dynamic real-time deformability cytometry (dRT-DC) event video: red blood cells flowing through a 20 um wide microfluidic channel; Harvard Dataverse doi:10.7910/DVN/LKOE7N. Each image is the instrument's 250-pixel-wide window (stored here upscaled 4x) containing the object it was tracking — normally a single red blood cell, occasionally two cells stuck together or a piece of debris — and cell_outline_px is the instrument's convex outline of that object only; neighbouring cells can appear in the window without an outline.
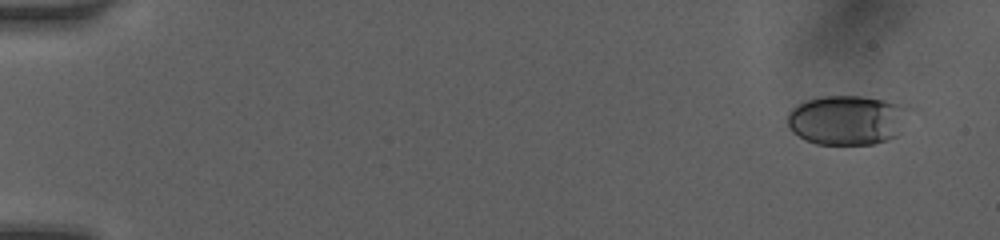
{"species": "human", "species_latin": "Homo sapiens", "temperature_condition": "room temperature", "stored_images_in_passage": 40, "camera_frame_rate_fps": 3000, "um_per_image_px": 0.085, "donor": {"sex": "female"}, "frame": {"image": 1, "passage_image": 1, "time_ms": 0.0, "image_size_px": [1000, 240], "cell_outline_px": [[920, 108], [900, 132], [896, 136], [888, 140], [872, 144], [816, 144], [804, 140], [792, 132], [788, 124], [788, 112], [792, 108], [808, 100], [824, 96], [860, 96], [908, 104]], "centroid_in_image_um": [72.18, 10.19], "position_along_channel_um": 12.8, "area_um2": 36.3}}
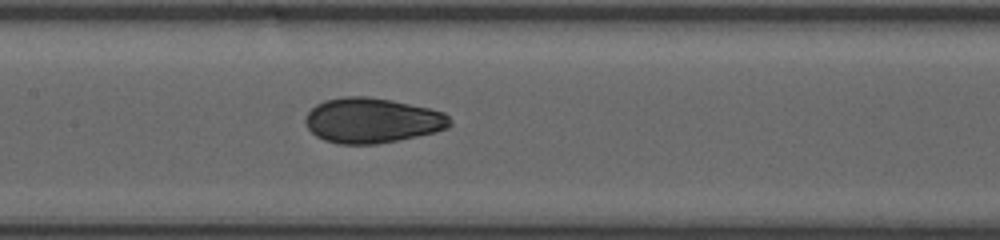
{"frame": {"image": 2, "passage_image": 23, "time_ms": 7.667, "image_size_px": [1000, 240], "cell_outline_px": [[452, 124], [448, 128], [436, 132], [400, 140], [376, 144], [340, 144], [324, 140], [316, 136], [308, 128], [304, 120], [308, 112], [316, 104], [324, 100], [344, 96], [368, 96], [392, 100], [428, 108], [444, 112], [452, 120]], "centroid_in_image_um": [31.64, 10.24], "position_along_channel_um": 175.8, "area_um2": 38.21}}
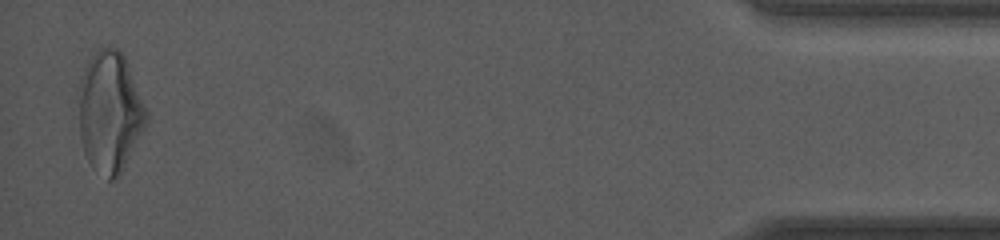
{"frame": {"image": 3, "passage_image": 40, "time_ms": 15.667, "image_size_px": [1000, 240], "cell_outline_px": [[148, 120], [124, 168], [116, 180], [108, 180], [88, 160], [84, 152], [80, 136], [76, 92], [80, 80], [88, 60], [100, 48], [116, 48], [124, 56], [128, 64], [148, 112]], "centroid_in_image_um": [9.32, 9.52], "position_along_channel_um": 425.9, "area_um2": 47.74}, "authors_computed_cell_mechanics": {"area_um2": 37.0787, "velocity_mm_per_s": 4.1013, "shape_relaxation_time_tau1_ms": 4.629, "shape_relaxation_time_tau2_ms": 1.1747, "deformation_change_tau1": 0.1495, "deformation_change_tau2": 0.0639}}